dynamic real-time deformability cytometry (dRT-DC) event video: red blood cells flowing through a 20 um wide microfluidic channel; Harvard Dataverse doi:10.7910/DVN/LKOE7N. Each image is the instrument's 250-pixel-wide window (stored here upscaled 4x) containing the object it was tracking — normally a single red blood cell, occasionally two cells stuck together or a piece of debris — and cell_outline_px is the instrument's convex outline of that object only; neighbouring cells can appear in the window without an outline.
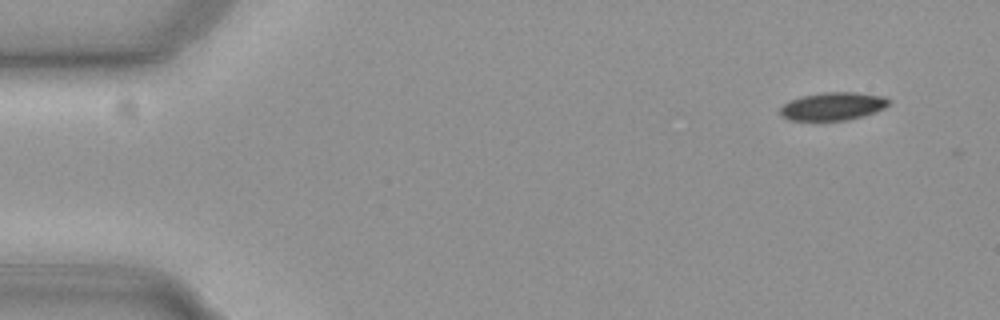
{"species": "common noctule bat (a hibernating species)", "species_latin": "Nyctalus noctula", "temperature_condition": "cold", "stored_images_in_passage": 53, "camera_frame_rate_fps": 3000, "um_per_image_px": 0.085, "animal": {"sex": "female", "body_mass_g": 19.3, "forearm_length_mm": 54.1}, "frame": {"image": 1, "passage_image": 1, "time_ms": 0.0, "image_size_px": [1000, 320], "cell_outline_px": [[892, 100], [884, 108], [876, 112], [864, 116], [844, 120], [788, 120], [780, 116], [780, 108], [788, 100], [804, 96], [824, 92], [856, 92], [884, 96]], "centroid_in_image_um": [70.8, 9.03], "position_along_channel_um": 14.2, "area_um2": 17.8}}
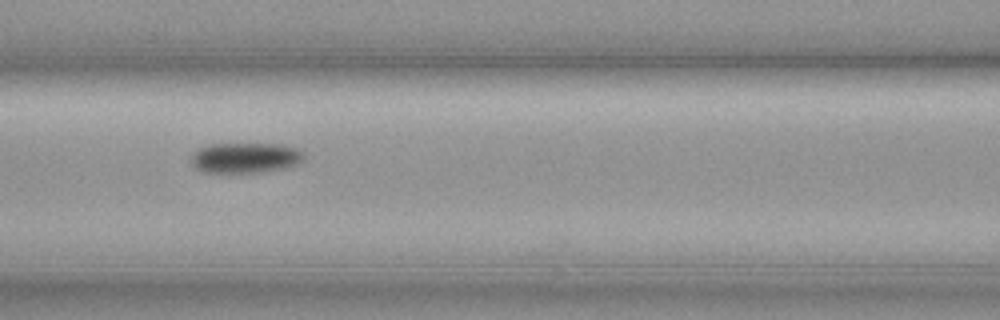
{"frame": {"image": 2, "passage_image": 21, "time_ms": 6.667, "image_size_px": [1000, 320], "cell_outline_px": [[304, 160], [296, 164], [284, 168], [260, 172], [204, 172], [196, 168], [192, 164], [192, 152], [196, 148], [212, 144], [284, 144], [296, 148], [304, 152]], "centroid_in_image_um": [20.86, 13.4], "position_along_channel_um": 145.7, "area_um2": 20.0}}
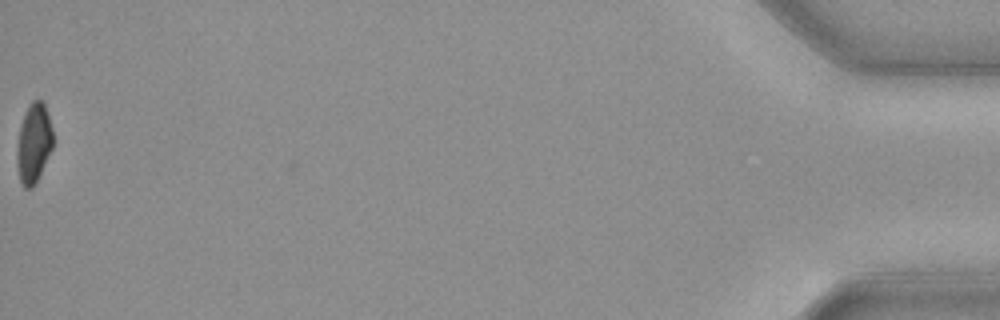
{"frame": {"image": 3, "passage_image": 53, "time_ms": 17.333, "image_size_px": [1000, 320], "cell_outline_px": [[52, 148], [32, 188], [24, 188], [20, 184], [16, 160], [16, 152], [20, 128], [28, 104], [32, 100], [44, 100], [52, 128]], "centroid_in_image_um": [2.85, 12.15], "position_along_channel_um": 432.3, "area_um2": 16.53}, "authors_computed_cell_mechanics": {"area_um2": 18.9006, "velocity_mm_per_s": 3.7107, "shape_relaxation_time_tau1_ms": 5.6361, "shape_relaxation_time_tau2_ms": null, "deformation_change_tau1": 0.1206, "deformation_change_tau2": null}}